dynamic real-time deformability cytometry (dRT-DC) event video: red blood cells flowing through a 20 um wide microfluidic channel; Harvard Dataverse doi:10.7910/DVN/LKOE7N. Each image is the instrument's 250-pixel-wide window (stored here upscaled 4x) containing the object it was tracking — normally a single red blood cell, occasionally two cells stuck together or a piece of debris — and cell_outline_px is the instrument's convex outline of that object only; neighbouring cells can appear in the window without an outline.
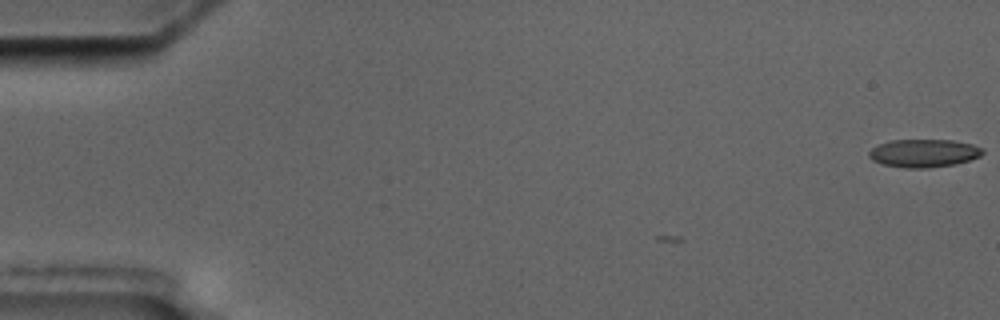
{"species": "common noctule bat (a hibernating species)", "species_latin": "Nyctalus noctula", "temperature_condition": "cold", "stored_images_in_passage": 2, "camera_frame_rate_fps": 3000, "um_per_image_px": 0.085, "animal": {"sex": "male", "body_mass_g": 17.5, "forearm_length_mm": 52.3}, "frame": {"image": 1, "passage_image": 2, "time_ms": 1.0, "image_size_px": [1000, 320], "cell_outline_px": [[984, 152], [980, 156], [956, 164], [928, 168], [904, 168], [884, 164], [872, 160], [868, 156], [868, 152], [872, 148], [888, 140], [952, 140], [972, 144], [984, 148]], "centroid_in_image_um": [78.53, 13.02], "position_along_channel_um": 6.5, "area_um2": 18.61}}